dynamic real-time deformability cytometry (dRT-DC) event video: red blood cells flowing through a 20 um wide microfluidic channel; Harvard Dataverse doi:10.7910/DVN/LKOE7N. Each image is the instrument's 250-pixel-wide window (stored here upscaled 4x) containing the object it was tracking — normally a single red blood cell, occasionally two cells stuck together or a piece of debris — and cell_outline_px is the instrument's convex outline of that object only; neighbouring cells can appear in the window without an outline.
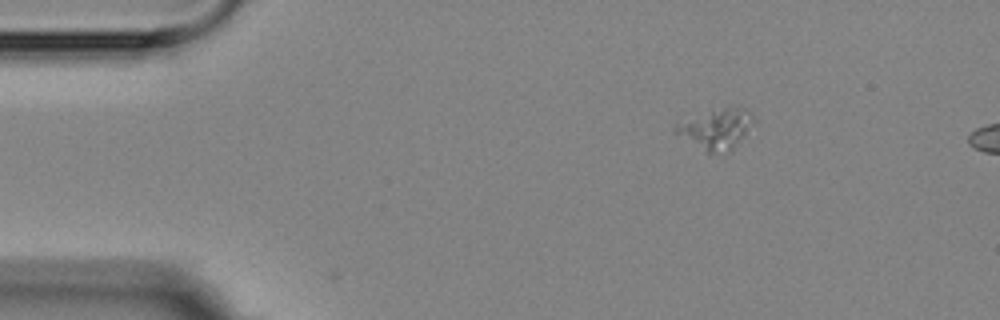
{"species": "Egyptian fruit bat (a non-hibernating species)", "species_latin": "Rousettus aegyptiacus", "temperature_condition": "room temperature", "stored_images_in_passage": 3, "segment_of_instrument_passage": [1, 2], "camera_frame_rate_fps": 3000, "um_per_image_px": 0.085, "animal": {"sex": "female"}, "frame": {"image": 1, "passage_image": 1, "time_ms": 0.0, "image_size_px": [1000, 320], "cell_outline_px": [[756, 124], [728, 152], [708, 152], [672, 132], [672, 128], [676, 124], [732, 104], [748, 108], [752, 112], [756, 120]], "centroid_in_image_um": [60.98, 10.91], "position_along_channel_um": 24.0, "area_um2": 18.26}}